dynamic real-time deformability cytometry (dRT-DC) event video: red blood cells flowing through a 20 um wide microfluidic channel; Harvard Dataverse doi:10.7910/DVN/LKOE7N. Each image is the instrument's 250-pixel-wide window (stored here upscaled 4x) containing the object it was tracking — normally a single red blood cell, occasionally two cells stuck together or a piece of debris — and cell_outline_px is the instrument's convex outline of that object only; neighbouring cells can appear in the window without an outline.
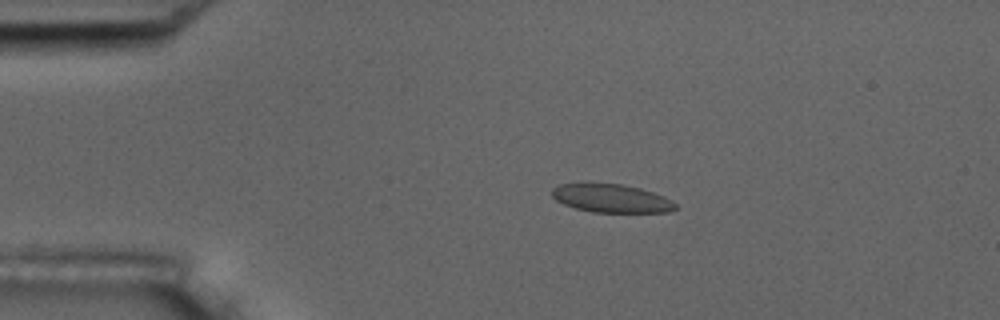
{"species": "common noctule bat (a hibernating species)", "species_latin": "Nyctalus noctula", "temperature_condition": "room temperature", "stored_images_in_passage": 7, "camera_frame_rate_fps": 3000, "um_per_image_px": 0.085, "animal": {"sex": "male", "body_mass_g": 17.5, "forearm_length_mm": 52.3}, "frame": {"image": 1, "passage_image": 4, "time_ms": 3.333, "image_size_px": [1000, 320], "cell_outline_px": [[676, 208], [668, 212], [592, 212], [576, 208], [564, 204], [556, 200], [552, 196], [552, 188], [560, 184], [580, 180], [584, 180], [620, 184], [640, 188], [664, 196], [672, 200], [676, 204]], "centroid_in_image_um": [51.89, 16.81], "position_along_channel_um": 33.1, "area_um2": 21.04}}
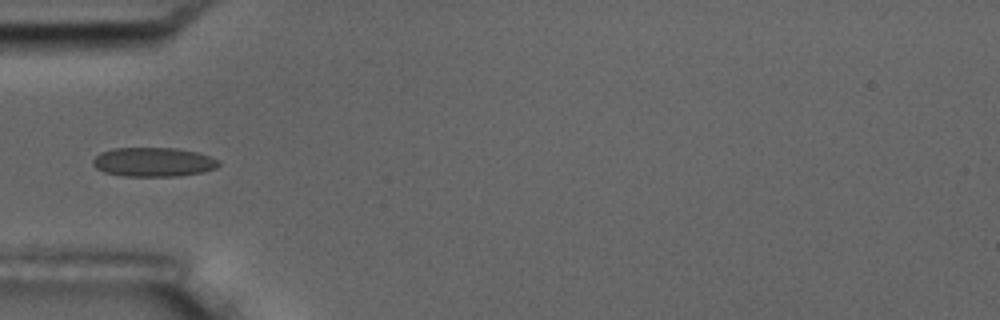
{"frame": {"image": 2, "passage_image": 6, "time_ms": 5.667, "image_size_px": [1000, 320], "cell_outline_px": [[220, 164], [216, 168], [204, 172], [176, 176], [124, 176], [104, 172], [96, 168], [92, 164], [92, 160], [100, 152], [112, 148], [176, 148], [200, 152], [220, 160]], "centroid_in_image_um": [13.06, 13.77], "position_along_channel_um": 71.9, "area_um2": 21.62}}